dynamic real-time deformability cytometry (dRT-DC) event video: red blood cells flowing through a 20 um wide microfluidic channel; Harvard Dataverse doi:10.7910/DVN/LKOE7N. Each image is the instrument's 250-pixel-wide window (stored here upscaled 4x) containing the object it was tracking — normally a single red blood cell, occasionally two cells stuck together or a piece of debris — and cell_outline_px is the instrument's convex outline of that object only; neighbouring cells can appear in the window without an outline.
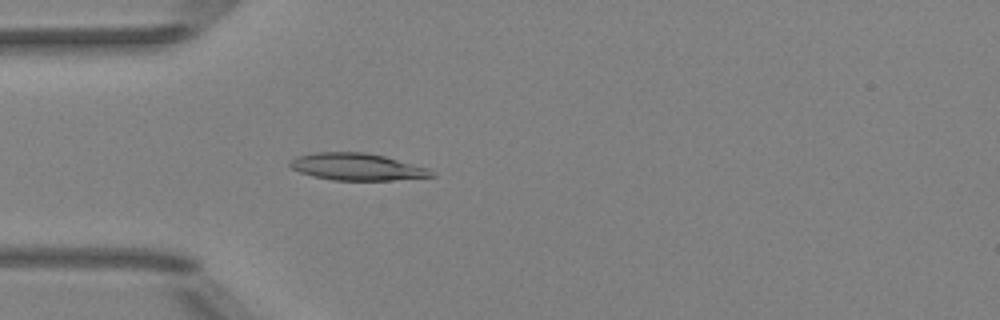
{"species": "Egyptian fruit bat (a non-hibernating species)", "species_latin": "Rousettus aegyptiacus", "temperature_condition": "room temperature", "stored_images_in_passage": 5, "camera_frame_rate_fps": 3000, "um_per_image_px": 0.085, "animal": {"sex": "female"}, "frame": {"image": 1, "passage_image": 5, "time_ms": 4.333, "image_size_px": [1000, 320], "cell_outline_px": [[436, 176], [392, 180], [332, 180], [312, 176], [300, 172], [292, 168], [288, 164], [296, 156], [312, 152], [364, 152], [384, 156], [428, 168]], "centroid_in_image_um": [30.31, 14.17], "position_along_channel_um": 54.7, "area_um2": 22.2}}